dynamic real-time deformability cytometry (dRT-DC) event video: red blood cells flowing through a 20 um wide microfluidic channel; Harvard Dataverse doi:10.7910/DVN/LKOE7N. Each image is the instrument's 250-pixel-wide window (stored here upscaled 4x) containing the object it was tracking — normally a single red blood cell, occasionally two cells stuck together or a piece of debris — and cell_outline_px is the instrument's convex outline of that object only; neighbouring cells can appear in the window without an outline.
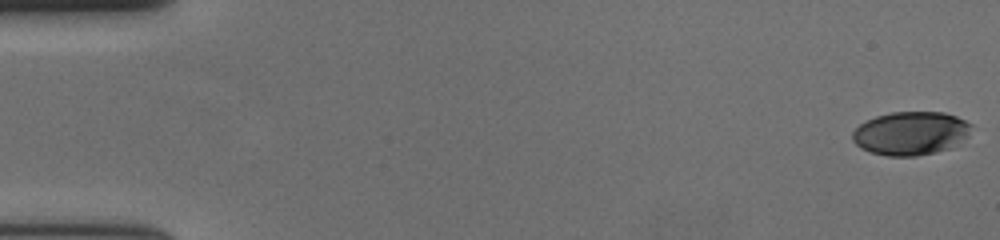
{"species": "human", "species_latin": "Homo sapiens", "temperature_condition": "cold", "stored_images_in_passage": 58, "camera_frame_rate_fps": 3000, "um_per_image_px": 0.085, "donor": {"sex": "female"}, "frame": {"image": 1, "passage_image": 1, "time_ms": 0.0, "image_size_px": [1000, 240], "cell_outline_px": [[972, 124], [968, 136], [948, 148], [936, 152], [916, 156], [888, 156], [872, 152], [860, 148], [852, 140], [852, 132], [860, 124], [876, 116], [892, 112], [944, 112], [956, 116]], "centroid_in_image_um": [77.39, 11.32], "position_along_channel_um": 7.6, "area_um2": 29.94}}
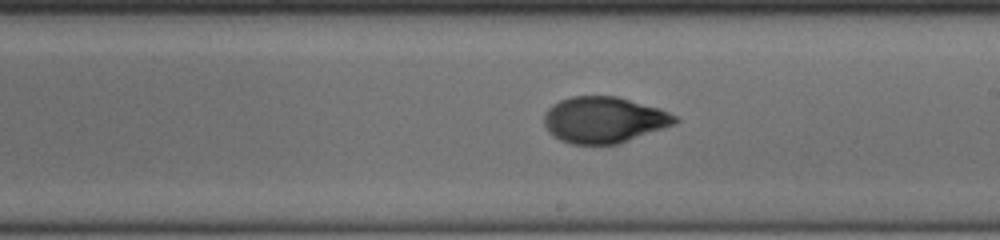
{"frame": {"image": 2, "passage_image": 34, "time_ms": 11.0, "image_size_px": [1000, 240], "cell_outline_px": [[680, 120], [676, 124], [616, 144], [572, 144], [560, 140], [552, 136], [548, 132], [544, 124], [544, 112], [552, 104], [560, 100], [572, 96], [616, 96], [660, 108], [680, 116]], "centroid_in_image_um": [51.34, 10.18], "position_along_channel_um": 237.7, "area_um2": 35.49}}
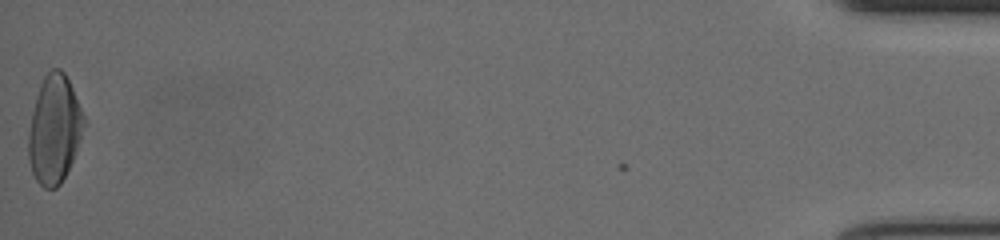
{"frame": {"image": 3, "passage_image": 58, "time_ms": 19.0, "image_size_px": [1000, 240], "cell_outline_px": [[84, 124], [76, 152], [60, 184], [56, 188], [44, 188], [36, 180], [32, 172], [28, 156], [28, 132], [32, 112], [36, 96], [40, 84], [44, 76], [52, 68], [60, 68], [64, 72], [72, 88], [84, 116]], "centroid_in_image_um": [4.59, 10.99], "position_along_channel_um": 430.6, "area_um2": 34.51}, "authors_computed_cell_mechanics": {"area_um2": 34.1887, "velocity_mm_per_s": 3.6661, "shape_relaxation_time_tau1_ms": 6.9272, "shape_relaxation_time_tau2_ms": 1.468, "deformation_change_tau1": 0.2305, "deformation_change_tau2": 0.0553}}